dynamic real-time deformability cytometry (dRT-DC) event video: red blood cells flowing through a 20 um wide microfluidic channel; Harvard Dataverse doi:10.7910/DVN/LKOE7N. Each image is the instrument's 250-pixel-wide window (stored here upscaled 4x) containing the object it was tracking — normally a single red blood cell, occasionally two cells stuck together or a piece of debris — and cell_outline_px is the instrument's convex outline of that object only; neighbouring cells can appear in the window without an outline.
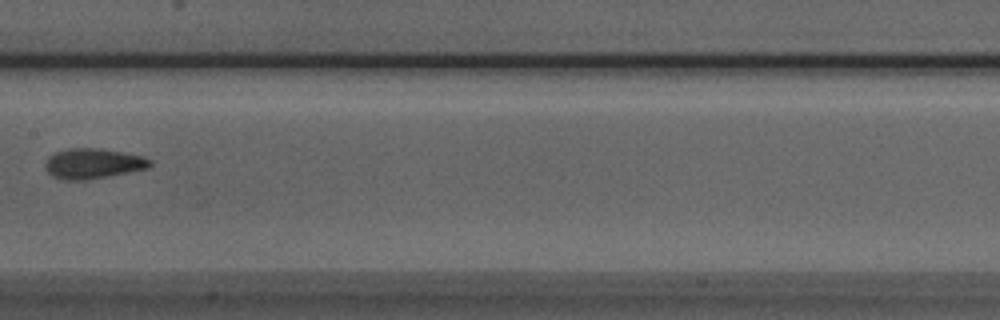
{"species": "Egyptian fruit bat (a non-hibernating species)", "species_latin": "Rousettus aegyptiacus", "temperature_condition": "room temperature", "stored_images_in_passage": 4, "camera_frame_rate_fps": 3000, "um_per_image_px": 0.085, "animal": {"sex": "male"}, "frame": {"image": 1, "passage_image": 4, "time_ms": 1.0, "image_size_px": [1000, 320], "cell_outline_px": [[152, 164], [148, 168], [128, 172], [84, 180], [64, 180], [52, 176], [44, 168], [44, 164], [48, 156], [56, 152], [68, 148], [100, 148], [124, 152], [144, 156], [152, 160]], "centroid_in_image_um": [7.89, 13.89], "position_along_channel_um": 199.5, "area_um2": 18.55}}